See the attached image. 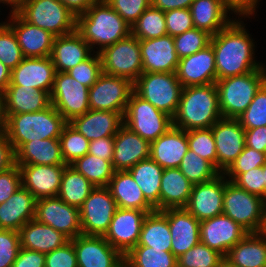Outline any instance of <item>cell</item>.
<instances>
[{
    "label": "cell",
    "mask_w": 266,
    "mask_h": 267,
    "mask_svg": "<svg viewBox=\"0 0 266 267\" xmlns=\"http://www.w3.org/2000/svg\"><path fill=\"white\" fill-rule=\"evenodd\" d=\"M242 21L233 20L211 37L215 54L216 81L261 69L253 60V40L245 31Z\"/></svg>",
    "instance_id": "obj_1"
},
{
    "label": "cell",
    "mask_w": 266,
    "mask_h": 267,
    "mask_svg": "<svg viewBox=\"0 0 266 267\" xmlns=\"http://www.w3.org/2000/svg\"><path fill=\"white\" fill-rule=\"evenodd\" d=\"M222 118L215 83L183 87L173 126L185 131L211 128Z\"/></svg>",
    "instance_id": "obj_2"
},
{
    "label": "cell",
    "mask_w": 266,
    "mask_h": 267,
    "mask_svg": "<svg viewBox=\"0 0 266 267\" xmlns=\"http://www.w3.org/2000/svg\"><path fill=\"white\" fill-rule=\"evenodd\" d=\"M76 31L99 52L131 34V26L105 1L97 0L85 13L76 17Z\"/></svg>",
    "instance_id": "obj_3"
},
{
    "label": "cell",
    "mask_w": 266,
    "mask_h": 267,
    "mask_svg": "<svg viewBox=\"0 0 266 267\" xmlns=\"http://www.w3.org/2000/svg\"><path fill=\"white\" fill-rule=\"evenodd\" d=\"M5 115L6 136L15 152L30 141L59 139L64 126L68 123L52 104L33 113Z\"/></svg>",
    "instance_id": "obj_4"
},
{
    "label": "cell",
    "mask_w": 266,
    "mask_h": 267,
    "mask_svg": "<svg viewBox=\"0 0 266 267\" xmlns=\"http://www.w3.org/2000/svg\"><path fill=\"white\" fill-rule=\"evenodd\" d=\"M265 83L266 70L263 67L242 75L217 80L215 84L222 117L238 119Z\"/></svg>",
    "instance_id": "obj_5"
},
{
    "label": "cell",
    "mask_w": 266,
    "mask_h": 267,
    "mask_svg": "<svg viewBox=\"0 0 266 267\" xmlns=\"http://www.w3.org/2000/svg\"><path fill=\"white\" fill-rule=\"evenodd\" d=\"M134 92L167 115H175L183 86L176 72H143L133 83Z\"/></svg>",
    "instance_id": "obj_6"
},
{
    "label": "cell",
    "mask_w": 266,
    "mask_h": 267,
    "mask_svg": "<svg viewBox=\"0 0 266 267\" xmlns=\"http://www.w3.org/2000/svg\"><path fill=\"white\" fill-rule=\"evenodd\" d=\"M266 213V200L239 188L224 177L222 214L228 216L248 233H259Z\"/></svg>",
    "instance_id": "obj_7"
},
{
    "label": "cell",
    "mask_w": 266,
    "mask_h": 267,
    "mask_svg": "<svg viewBox=\"0 0 266 267\" xmlns=\"http://www.w3.org/2000/svg\"><path fill=\"white\" fill-rule=\"evenodd\" d=\"M17 13L56 37L76 30V16L59 0H24Z\"/></svg>",
    "instance_id": "obj_8"
},
{
    "label": "cell",
    "mask_w": 266,
    "mask_h": 267,
    "mask_svg": "<svg viewBox=\"0 0 266 267\" xmlns=\"http://www.w3.org/2000/svg\"><path fill=\"white\" fill-rule=\"evenodd\" d=\"M124 125L150 143L173 127V119L132 92L123 117Z\"/></svg>",
    "instance_id": "obj_9"
},
{
    "label": "cell",
    "mask_w": 266,
    "mask_h": 267,
    "mask_svg": "<svg viewBox=\"0 0 266 267\" xmlns=\"http://www.w3.org/2000/svg\"><path fill=\"white\" fill-rule=\"evenodd\" d=\"M102 73L122 77L134 83L143 73L140 40L130 34L99 52Z\"/></svg>",
    "instance_id": "obj_10"
},
{
    "label": "cell",
    "mask_w": 266,
    "mask_h": 267,
    "mask_svg": "<svg viewBox=\"0 0 266 267\" xmlns=\"http://www.w3.org/2000/svg\"><path fill=\"white\" fill-rule=\"evenodd\" d=\"M117 208L107 187H95L79 208L82 234L104 236Z\"/></svg>",
    "instance_id": "obj_11"
},
{
    "label": "cell",
    "mask_w": 266,
    "mask_h": 267,
    "mask_svg": "<svg viewBox=\"0 0 266 267\" xmlns=\"http://www.w3.org/2000/svg\"><path fill=\"white\" fill-rule=\"evenodd\" d=\"M50 101L64 119L70 122L90 110L89 88L66 72H56Z\"/></svg>",
    "instance_id": "obj_12"
},
{
    "label": "cell",
    "mask_w": 266,
    "mask_h": 267,
    "mask_svg": "<svg viewBox=\"0 0 266 267\" xmlns=\"http://www.w3.org/2000/svg\"><path fill=\"white\" fill-rule=\"evenodd\" d=\"M133 91L130 80L102 73L89 88L90 110L119 112L124 117Z\"/></svg>",
    "instance_id": "obj_13"
},
{
    "label": "cell",
    "mask_w": 266,
    "mask_h": 267,
    "mask_svg": "<svg viewBox=\"0 0 266 267\" xmlns=\"http://www.w3.org/2000/svg\"><path fill=\"white\" fill-rule=\"evenodd\" d=\"M35 219L63 233L70 240L82 234L79 209L58 196L36 200Z\"/></svg>",
    "instance_id": "obj_14"
},
{
    "label": "cell",
    "mask_w": 266,
    "mask_h": 267,
    "mask_svg": "<svg viewBox=\"0 0 266 267\" xmlns=\"http://www.w3.org/2000/svg\"><path fill=\"white\" fill-rule=\"evenodd\" d=\"M147 211L117 208L106 234L109 244L125 256L139 242Z\"/></svg>",
    "instance_id": "obj_15"
},
{
    "label": "cell",
    "mask_w": 266,
    "mask_h": 267,
    "mask_svg": "<svg viewBox=\"0 0 266 267\" xmlns=\"http://www.w3.org/2000/svg\"><path fill=\"white\" fill-rule=\"evenodd\" d=\"M78 267H123L124 256L103 236L78 235L70 240Z\"/></svg>",
    "instance_id": "obj_16"
},
{
    "label": "cell",
    "mask_w": 266,
    "mask_h": 267,
    "mask_svg": "<svg viewBox=\"0 0 266 267\" xmlns=\"http://www.w3.org/2000/svg\"><path fill=\"white\" fill-rule=\"evenodd\" d=\"M217 152V170L225 171L246 146L245 129L238 119L221 118L212 127Z\"/></svg>",
    "instance_id": "obj_17"
},
{
    "label": "cell",
    "mask_w": 266,
    "mask_h": 267,
    "mask_svg": "<svg viewBox=\"0 0 266 267\" xmlns=\"http://www.w3.org/2000/svg\"><path fill=\"white\" fill-rule=\"evenodd\" d=\"M247 233L243 227L224 214L200 221V242L224 257Z\"/></svg>",
    "instance_id": "obj_18"
},
{
    "label": "cell",
    "mask_w": 266,
    "mask_h": 267,
    "mask_svg": "<svg viewBox=\"0 0 266 267\" xmlns=\"http://www.w3.org/2000/svg\"><path fill=\"white\" fill-rule=\"evenodd\" d=\"M220 173L214 179L194 184L186 209L199 221L223 212L224 176Z\"/></svg>",
    "instance_id": "obj_19"
},
{
    "label": "cell",
    "mask_w": 266,
    "mask_h": 267,
    "mask_svg": "<svg viewBox=\"0 0 266 267\" xmlns=\"http://www.w3.org/2000/svg\"><path fill=\"white\" fill-rule=\"evenodd\" d=\"M56 70L50 56L42 58L24 57V59L11 70L9 85L43 90L49 95L54 86Z\"/></svg>",
    "instance_id": "obj_20"
},
{
    "label": "cell",
    "mask_w": 266,
    "mask_h": 267,
    "mask_svg": "<svg viewBox=\"0 0 266 267\" xmlns=\"http://www.w3.org/2000/svg\"><path fill=\"white\" fill-rule=\"evenodd\" d=\"M176 75L183 87L216 83L215 54L212 45L181 58Z\"/></svg>",
    "instance_id": "obj_21"
},
{
    "label": "cell",
    "mask_w": 266,
    "mask_h": 267,
    "mask_svg": "<svg viewBox=\"0 0 266 267\" xmlns=\"http://www.w3.org/2000/svg\"><path fill=\"white\" fill-rule=\"evenodd\" d=\"M22 187L36 199L58 195L62 175L68 165H18Z\"/></svg>",
    "instance_id": "obj_22"
},
{
    "label": "cell",
    "mask_w": 266,
    "mask_h": 267,
    "mask_svg": "<svg viewBox=\"0 0 266 267\" xmlns=\"http://www.w3.org/2000/svg\"><path fill=\"white\" fill-rule=\"evenodd\" d=\"M143 72H176L179 57L175 51L173 37L140 40Z\"/></svg>",
    "instance_id": "obj_23"
},
{
    "label": "cell",
    "mask_w": 266,
    "mask_h": 267,
    "mask_svg": "<svg viewBox=\"0 0 266 267\" xmlns=\"http://www.w3.org/2000/svg\"><path fill=\"white\" fill-rule=\"evenodd\" d=\"M8 24L14 31L24 57L42 58L51 56L54 36L25 21L17 12H12Z\"/></svg>",
    "instance_id": "obj_24"
},
{
    "label": "cell",
    "mask_w": 266,
    "mask_h": 267,
    "mask_svg": "<svg viewBox=\"0 0 266 267\" xmlns=\"http://www.w3.org/2000/svg\"><path fill=\"white\" fill-rule=\"evenodd\" d=\"M150 144L123 124L114 136V171H127L138 162L149 158Z\"/></svg>",
    "instance_id": "obj_25"
},
{
    "label": "cell",
    "mask_w": 266,
    "mask_h": 267,
    "mask_svg": "<svg viewBox=\"0 0 266 267\" xmlns=\"http://www.w3.org/2000/svg\"><path fill=\"white\" fill-rule=\"evenodd\" d=\"M171 252L178 258L200 242V221L186 208L167 209Z\"/></svg>",
    "instance_id": "obj_26"
},
{
    "label": "cell",
    "mask_w": 266,
    "mask_h": 267,
    "mask_svg": "<svg viewBox=\"0 0 266 267\" xmlns=\"http://www.w3.org/2000/svg\"><path fill=\"white\" fill-rule=\"evenodd\" d=\"M68 123L87 140L93 141L105 137H114L124 124V120L119 112L89 110Z\"/></svg>",
    "instance_id": "obj_27"
},
{
    "label": "cell",
    "mask_w": 266,
    "mask_h": 267,
    "mask_svg": "<svg viewBox=\"0 0 266 267\" xmlns=\"http://www.w3.org/2000/svg\"><path fill=\"white\" fill-rule=\"evenodd\" d=\"M189 150L186 131L171 127L150 144V158L163 169L179 168Z\"/></svg>",
    "instance_id": "obj_28"
},
{
    "label": "cell",
    "mask_w": 266,
    "mask_h": 267,
    "mask_svg": "<svg viewBox=\"0 0 266 267\" xmlns=\"http://www.w3.org/2000/svg\"><path fill=\"white\" fill-rule=\"evenodd\" d=\"M90 50L91 47L75 30L70 34L55 37L50 57L56 72H67L88 59L92 55Z\"/></svg>",
    "instance_id": "obj_29"
},
{
    "label": "cell",
    "mask_w": 266,
    "mask_h": 267,
    "mask_svg": "<svg viewBox=\"0 0 266 267\" xmlns=\"http://www.w3.org/2000/svg\"><path fill=\"white\" fill-rule=\"evenodd\" d=\"M36 198L22 186L0 204V229L19 231L28 221L35 218Z\"/></svg>",
    "instance_id": "obj_30"
},
{
    "label": "cell",
    "mask_w": 266,
    "mask_h": 267,
    "mask_svg": "<svg viewBox=\"0 0 266 267\" xmlns=\"http://www.w3.org/2000/svg\"><path fill=\"white\" fill-rule=\"evenodd\" d=\"M18 232L20 248L44 254L50 253L70 241L63 233L51 226L44 225L35 218L26 222Z\"/></svg>",
    "instance_id": "obj_31"
},
{
    "label": "cell",
    "mask_w": 266,
    "mask_h": 267,
    "mask_svg": "<svg viewBox=\"0 0 266 267\" xmlns=\"http://www.w3.org/2000/svg\"><path fill=\"white\" fill-rule=\"evenodd\" d=\"M107 188L118 208L138 209L148 213L155 210L128 171H114Z\"/></svg>",
    "instance_id": "obj_32"
},
{
    "label": "cell",
    "mask_w": 266,
    "mask_h": 267,
    "mask_svg": "<svg viewBox=\"0 0 266 267\" xmlns=\"http://www.w3.org/2000/svg\"><path fill=\"white\" fill-rule=\"evenodd\" d=\"M1 95L4 100L5 114L33 113L51 104L50 95L47 92L20 85H8Z\"/></svg>",
    "instance_id": "obj_33"
},
{
    "label": "cell",
    "mask_w": 266,
    "mask_h": 267,
    "mask_svg": "<svg viewBox=\"0 0 266 267\" xmlns=\"http://www.w3.org/2000/svg\"><path fill=\"white\" fill-rule=\"evenodd\" d=\"M189 9L194 27L212 36L233 21L226 15L231 9L223 0H194Z\"/></svg>",
    "instance_id": "obj_34"
},
{
    "label": "cell",
    "mask_w": 266,
    "mask_h": 267,
    "mask_svg": "<svg viewBox=\"0 0 266 267\" xmlns=\"http://www.w3.org/2000/svg\"><path fill=\"white\" fill-rule=\"evenodd\" d=\"M193 184L179 168L164 169L160 186V211L170 208H185Z\"/></svg>",
    "instance_id": "obj_35"
},
{
    "label": "cell",
    "mask_w": 266,
    "mask_h": 267,
    "mask_svg": "<svg viewBox=\"0 0 266 267\" xmlns=\"http://www.w3.org/2000/svg\"><path fill=\"white\" fill-rule=\"evenodd\" d=\"M224 259L236 267H266V240L260 233H247Z\"/></svg>",
    "instance_id": "obj_36"
},
{
    "label": "cell",
    "mask_w": 266,
    "mask_h": 267,
    "mask_svg": "<svg viewBox=\"0 0 266 267\" xmlns=\"http://www.w3.org/2000/svg\"><path fill=\"white\" fill-rule=\"evenodd\" d=\"M16 165H66L59 139L24 143L16 152Z\"/></svg>",
    "instance_id": "obj_37"
},
{
    "label": "cell",
    "mask_w": 266,
    "mask_h": 267,
    "mask_svg": "<svg viewBox=\"0 0 266 267\" xmlns=\"http://www.w3.org/2000/svg\"><path fill=\"white\" fill-rule=\"evenodd\" d=\"M143 192L145 199L160 211V186L164 169L150 157L127 170Z\"/></svg>",
    "instance_id": "obj_38"
},
{
    "label": "cell",
    "mask_w": 266,
    "mask_h": 267,
    "mask_svg": "<svg viewBox=\"0 0 266 267\" xmlns=\"http://www.w3.org/2000/svg\"><path fill=\"white\" fill-rule=\"evenodd\" d=\"M171 241L167 209L163 211L154 210L148 213L143 221L139 242L136 246L171 251Z\"/></svg>",
    "instance_id": "obj_39"
},
{
    "label": "cell",
    "mask_w": 266,
    "mask_h": 267,
    "mask_svg": "<svg viewBox=\"0 0 266 267\" xmlns=\"http://www.w3.org/2000/svg\"><path fill=\"white\" fill-rule=\"evenodd\" d=\"M95 186L72 166L68 165L62 175L58 197L70 206L80 208Z\"/></svg>",
    "instance_id": "obj_40"
},
{
    "label": "cell",
    "mask_w": 266,
    "mask_h": 267,
    "mask_svg": "<svg viewBox=\"0 0 266 267\" xmlns=\"http://www.w3.org/2000/svg\"><path fill=\"white\" fill-rule=\"evenodd\" d=\"M125 267H178L177 258L171 251L135 246L124 256Z\"/></svg>",
    "instance_id": "obj_41"
},
{
    "label": "cell",
    "mask_w": 266,
    "mask_h": 267,
    "mask_svg": "<svg viewBox=\"0 0 266 267\" xmlns=\"http://www.w3.org/2000/svg\"><path fill=\"white\" fill-rule=\"evenodd\" d=\"M70 166L84 175L95 187H107L114 173L111 161L97 158L89 153Z\"/></svg>",
    "instance_id": "obj_42"
},
{
    "label": "cell",
    "mask_w": 266,
    "mask_h": 267,
    "mask_svg": "<svg viewBox=\"0 0 266 267\" xmlns=\"http://www.w3.org/2000/svg\"><path fill=\"white\" fill-rule=\"evenodd\" d=\"M131 34L139 40L167 35L164 11L149 6L131 27Z\"/></svg>",
    "instance_id": "obj_43"
},
{
    "label": "cell",
    "mask_w": 266,
    "mask_h": 267,
    "mask_svg": "<svg viewBox=\"0 0 266 267\" xmlns=\"http://www.w3.org/2000/svg\"><path fill=\"white\" fill-rule=\"evenodd\" d=\"M179 169L193 185L212 180L220 174L209 161L191 150L183 157Z\"/></svg>",
    "instance_id": "obj_44"
},
{
    "label": "cell",
    "mask_w": 266,
    "mask_h": 267,
    "mask_svg": "<svg viewBox=\"0 0 266 267\" xmlns=\"http://www.w3.org/2000/svg\"><path fill=\"white\" fill-rule=\"evenodd\" d=\"M61 155L66 165H71L89 151V143L81 133L67 123L59 137Z\"/></svg>",
    "instance_id": "obj_45"
},
{
    "label": "cell",
    "mask_w": 266,
    "mask_h": 267,
    "mask_svg": "<svg viewBox=\"0 0 266 267\" xmlns=\"http://www.w3.org/2000/svg\"><path fill=\"white\" fill-rule=\"evenodd\" d=\"M224 256L199 242L177 258L178 267H220Z\"/></svg>",
    "instance_id": "obj_46"
},
{
    "label": "cell",
    "mask_w": 266,
    "mask_h": 267,
    "mask_svg": "<svg viewBox=\"0 0 266 267\" xmlns=\"http://www.w3.org/2000/svg\"><path fill=\"white\" fill-rule=\"evenodd\" d=\"M189 150L209 161L217 169V152L211 128L186 131Z\"/></svg>",
    "instance_id": "obj_47"
},
{
    "label": "cell",
    "mask_w": 266,
    "mask_h": 267,
    "mask_svg": "<svg viewBox=\"0 0 266 267\" xmlns=\"http://www.w3.org/2000/svg\"><path fill=\"white\" fill-rule=\"evenodd\" d=\"M212 35L204 30L192 28L173 37L179 59L190 56L210 45Z\"/></svg>",
    "instance_id": "obj_48"
},
{
    "label": "cell",
    "mask_w": 266,
    "mask_h": 267,
    "mask_svg": "<svg viewBox=\"0 0 266 267\" xmlns=\"http://www.w3.org/2000/svg\"><path fill=\"white\" fill-rule=\"evenodd\" d=\"M23 59L24 56L13 29L8 23H0V61L12 70Z\"/></svg>",
    "instance_id": "obj_49"
},
{
    "label": "cell",
    "mask_w": 266,
    "mask_h": 267,
    "mask_svg": "<svg viewBox=\"0 0 266 267\" xmlns=\"http://www.w3.org/2000/svg\"><path fill=\"white\" fill-rule=\"evenodd\" d=\"M244 129L266 126V83L254 96L248 108L238 118Z\"/></svg>",
    "instance_id": "obj_50"
},
{
    "label": "cell",
    "mask_w": 266,
    "mask_h": 267,
    "mask_svg": "<svg viewBox=\"0 0 266 267\" xmlns=\"http://www.w3.org/2000/svg\"><path fill=\"white\" fill-rule=\"evenodd\" d=\"M93 57L90 56L85 61L74 66L66 73L79 83L90 88L98 80L99 76L102 74V62L99 52Z\"/></svg>",
    "instance_id": "obj_51"
},
{
    "label": "cell",
    "mask_w": 266,
    "mask_h": 267,
    "mask_svg": "<svg viewBox=\"0 0 266 267\" xmlns=\"http://www.w3.org/2000/svg\"><path fill=\"white\" fill-rule=\"evenodd\" d=\"M231 177V181L236 186L247 192L265 199V182L263 178V168L256 167L242 174H223Z\"/></svg>",
    "instance_id": "obj_52"
},
{
    "label": "cell",
    "mask_w": 266,
    "mask_h": 267,
    "mask_svg": "<svg viewBox=\"0 0 266 267\" xmlns=\"http://www.w3.org/2000/svg\"><path fill=\"white\" fill-rule=\"evenodd\" d=\"M266 162V153L245 146L242 153L224 171L223 174H242L253 168L262 167Z\"/></svg>",
    "instance_id": "obj_53"
},
{
    "label": "cell",
    "mask_w": 266,
    "mask_h": 267,
    "mask_svg": "<svg viewBox=\"0 0 266 267\" xmlns=\"http://www.w3.org/2000/svg\"><path fill=\"white\" fill-rule=\"evenodd\" d=\"M20 249L19 232L0 229V267H12Z\"/></svg>",
    "instance_id": "obj_54"
},
{
    "label": "cell",
    "mask_w": 266,
    "mask_h": 267,
    "mask_svg": "<svg viewBox=\"0 0 266 267\" xmlns=\"http://www.w3.org/2000/svg\"><path fill=\"white\" fill-rule=\"evenodd\" d=\"M131 27L144 11L151 6V0H105Z\"/></svg>",
    "instance_id": "obj_55"
},
{
    "label": "cell",
    "mask_w": 266,
    "mask_h": 267,
    "mask_svg": "<svg viewBox=\"0 0 266 267\" xmlns=\"http://www.w3.org/2000/svg\"><path fill=\"white\" fill-rule=\"evenodd\" d=\"M167 34L175 37L194 28L190 9H174L164 12Z\"/></svg>",
    "instance_id": "obj_56"
},
{
    "label": "cell",
    "mask_w": 266,
    "mask_h": 267,
    "mask_svg": "<svg viewBox=\"0 0 266 267\" xmlns=\"http://www.w3.org/2000/svg\"><path fill=\"white\" fill-rule=\"evenodd\" d=\"M45 267H78L73 243L69 241L45 254Z\"/></svg>",
    "instance_id": "obj_57"
},
{
    "label": "cell",
    "mask_w": 266,
    "mask_h": 267,
    "mask_svg": "<svg viewBox=\"0 0 266 267\" xmlns=\"http://www.w3.org/2000/svg\"><path fill=\"white\" fill-rule=\"evenodd\" d=\"M22 186L19 166L0 173V204L6 202Z\"/></svg>",
    "instance_id": "obj_58"
},
{
    "label": "cell",
    "mask_w": 266,
    "mask_h": 267,
    "mask_svg": "<svg viewBox=\"0 0 266 267\" xmlns=\"http://www.w3.org/2000/svg\"><path fill=\"white\" fill-rule=\"evenodd\" d=\"M89 154L112 162L114 153V137H105L90 141Z\"/></svg>",
    "instance_id": "obj_59"
},
{
    "label": "cell",
    "mask_w": 266,
    "mask_h": 267,
    "mask_svg": "<svg viewBox=\"0 0 266 267\" xmlns=\"http://www.w3.org/2000/svg\"><path fill=\"white\" fill-rule=\"evenodd\" d=\"M12 267H45V254L20 248Z\"/></svg>",
    "instance_id": "obj_60"
},
{
    "label": "cell",
    "mask_w": 266,
    "mask_h": 267,
    "mask_svg": "<svg viewBox=\"0 0 266 267\" xmlns=\"http://www.w3.org/2000/svg\"><path fill=\"white\" fill-rule=\"evenodd\" d=\"M16 165V153L6 134L0 136V173Z\"/></svg>",
    "instance_id": "obj_61"
},
{
    "label": "cell",
    "mask_w": 266,
    "mask_h": 267,
    "mask_svg": "<svg viewBox=\"0 0 266 267\" xmlns=\"http://www.w3.org/2000/svg\"><path fill=\"white\" fill-rule=\"evenodd\" d=\"M245 142L247 147L266 153V126L245 129Z\"/></svg>",
    "instance_id": "obj_62"
},
{
    "label": "cell",
    "mask_w": 266,
    "mask_h": 267,
    "mask_svg": "<svg viewBox=\"0 0 266 267\" xmlns=\"http://www.w3.org/2000/svg\"><path fill=\"white\" fill-rule=\"evenodd\" d=\"M223 2L233 11L242 16L252 15L258 0H223Z\"/></svg>",
    "instance_id": "obj_63"
},
{
    "label": "cell",
    "mask_w": 266,
    "mask_h": 267,
    "mask_svg": "<svg viewBox=\"0 0 266 267\" xmlns=\"http://www.w3.org/2000/svg\"><path fill=\"white\" fill-rule=\"evenodd\" d=\"M194 0H151V5L161 11L189 9Z\"/></svg>",
    "instance_id": "obj_64"
},
{
    "label": "cell",
    "mask_w": 266,
    "mask_h": 267,
    "mask_svg": "<svg viewBox=\"0 0 266 267\" xmlns=\"http://www.w3.org/2000/svg\"><path fill=\"white\" fill-rule=\"evenodd\" d=\"M76 17L85 13L97 0H59Z\"/></svg>",
    "instance_id": "obj_65"
},
{
    "label": "cell",
    "mask_w": 266,
    "mask_h": 267,
    "mask_svg": "<svg viewBox=\"0 0 266 267\" xmlns=\"http://www.w3.org/2000/svg\"><path fill=\"white\" fill-rule=\"evenodd\" d=\"M11 80V69L0 61V94H2Z\"/></svg>",
    "instance_id": "obj_66"
},
{
    "label": "cell",
    "mask_w": 266,
    "mask_h": 267,
    "mask_svg": "<svg viewBox=\"0 0 266 267\" xmlns=\"http://www.w3.org/2000/svg\"><path fill=\"white\" fill-rule=\"evenodd\" d=\"M6 120L4 100L0 94V136L6 134Z\"/></svg>",
    "instance_id": "obj_67"
},
{
    "label": "cell",
    "mask_w": 266,
    "mask_h": 267,
    "mask_svg": "<svg viewBox=\"0 0 266 267\" xmlns=\"http://www.w3.org/2000/svg\"><path fill=\"white\" fill-rule=\"evenodd\" d=\"M0 2H2L3 4L4 3H8L11 5L12 9L11 10V13L12 12H17L21 6V4L24 2V0H0Z\"/></svg>",
    "instance_id": "obj_68"
},
{
    "label": "cell",
    "mask_w": 266,
    "mask_h": 267,
    "mask_svg": "<svg viewBox=\"0 0 266 267\" xmlns=\"http://www.w3.org/2000/svg\"><path fill=\"white\" fill-rule=\"evenodd\" d=\"M263 237L264 239L266 240V213H265V216H264V219H263V225L261 227V230L259 232Z\"/></svg>",
    "instance_id": "obj_69"
},
{
    "label": "cell",
    "mask_w": 266,
    "mask_h": 267,
    "mask_svg": "<svg viewBox=\"0 0 266 267\" xmlns=\"http://www.w3.org/2000/svg\"><path fill=\"white\" fill-rule=\"evenodd\" d=\"M262 168H263V178H264V182H265V200H266V162L262 166Z\"/></svg>",
    "instance_id": "obj_70"
},
{
    "label": "cell",
    "mask_w": 266,
    "mask_h": 267,
    "mask_svg": "<svg viewBox=\"0 0 266 267\" xmlns=\"http://www.w3.org/2000/svg\"><path fill=\"white\" fill-rule=\"evenodd\" d=\"M220 267H236L231 265L229 262H227L225 259L222 261Z\"/></svg>",
    "instance_id": "obj_71"
}]
</instances>
